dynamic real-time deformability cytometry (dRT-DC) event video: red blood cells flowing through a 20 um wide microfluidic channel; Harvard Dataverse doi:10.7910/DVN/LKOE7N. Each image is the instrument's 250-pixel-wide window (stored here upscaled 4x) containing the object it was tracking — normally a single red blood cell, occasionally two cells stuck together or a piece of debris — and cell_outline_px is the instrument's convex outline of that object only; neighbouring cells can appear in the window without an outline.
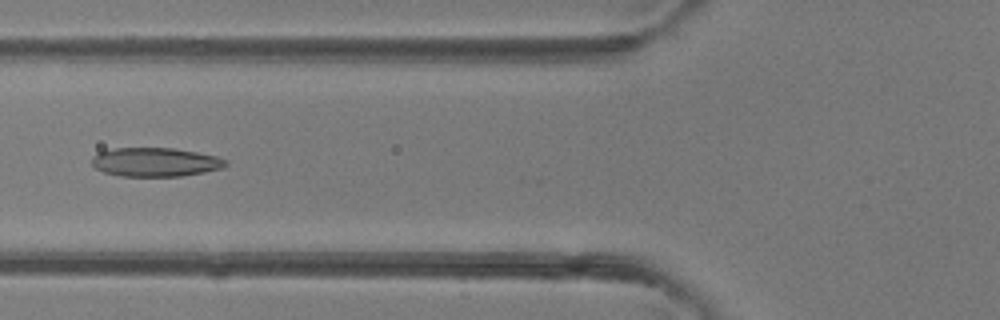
{"species": "common noctule bat (a hibernating species)", "species_latin": "Nyctalus noctula", "temperature_condition": "room temperature", "stored_images_in_passage": 3, "camera_frame_rate_fps": 3000, "um_per_image_px": 0.085, "animal": {"sex": "female"}, "frame": {"image": 1, "passage_image": 3, "time_ms": 2.333, "image_size_px": [1000, 320], "cell_outline_px": [[228, 164], [224, 168], [204, 172], [180, 176], [120, 176], [104, 172], [96, 168], [92, 164], [92, 156], [100, 152], [112, 148], [172, 148], [196, 152], [216, 156], [228, 160]], "centroid_in_image_um": [13.22, 13.78], "position_along_channel_um": 112.6, "area_um2": 22.54}}